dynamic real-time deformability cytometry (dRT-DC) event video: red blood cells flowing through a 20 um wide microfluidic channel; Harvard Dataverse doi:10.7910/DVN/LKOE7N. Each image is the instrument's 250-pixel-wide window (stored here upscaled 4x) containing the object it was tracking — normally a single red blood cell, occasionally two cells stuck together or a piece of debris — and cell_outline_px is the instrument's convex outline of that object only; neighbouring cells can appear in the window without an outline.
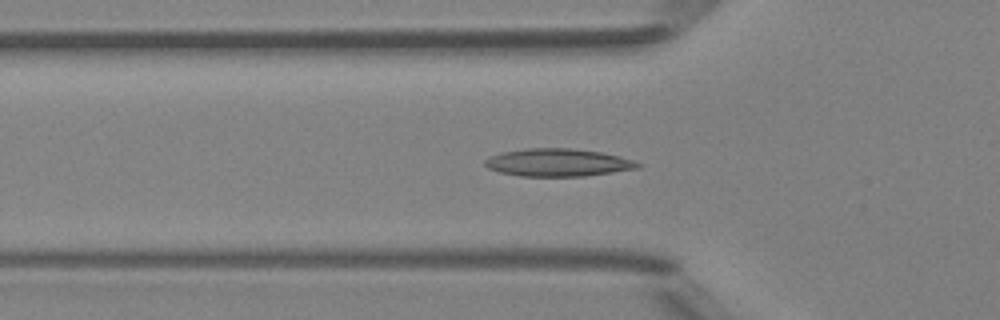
{"species": "Egyptian fruit bat (a non-hibernating species)", "species_latin": "Rousettus aegyptiacus", "temperature_condition": "room temperature", "stored_images_in_passage": 50, "camera_frame_rate_fps": 3000, "um_per_image_px": 0.085, "animal": {"sex": "female"}, "frame": {"image": 1, "passage_image": 17, "time_ms": 5.333, "image_size_px": [1000, 320], "cell_outline_px": [[644, 164], [640, 168], [584, 176], [520, 176], [500, 172], [488, 168], [484, 164], [484, 160], [500, 152], [528, 148], [572, 148], [600, 152], [620, 156]], "centroid_in_image_um": [47.44, 13.81], "position_along_channel_um": 78.4, "area_um2": 24.68}}
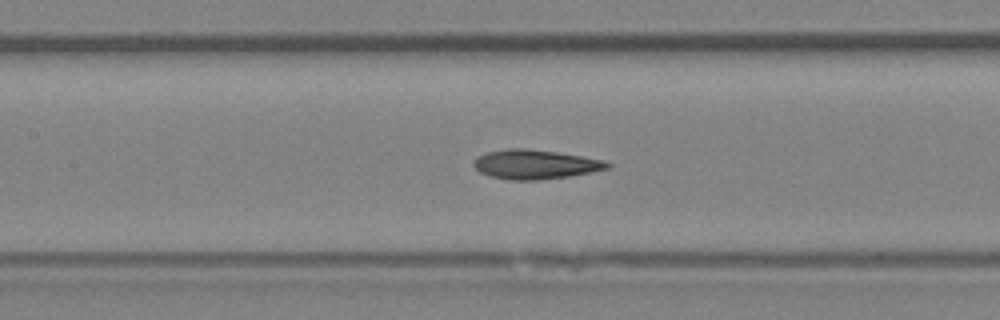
{"frame": {"image": 2, "passage_image": 23, "time_ms": 7.333, "image_size_px": [1000, 320], "cell_outline_px": [[612, 164], [608, 168], [592, 172], [568, 176], [540, 180], [508, 180], [488, 176], [480, 172], [472, 164], [472, 160], [476, 156], [488, 152], [508, 148], [528, 148], [556, 152], [604, 160]], "centroid_in_image_um": [45.44, 13.97], "position_along_channel_um": 162.0, "area_um2": 22.95}}
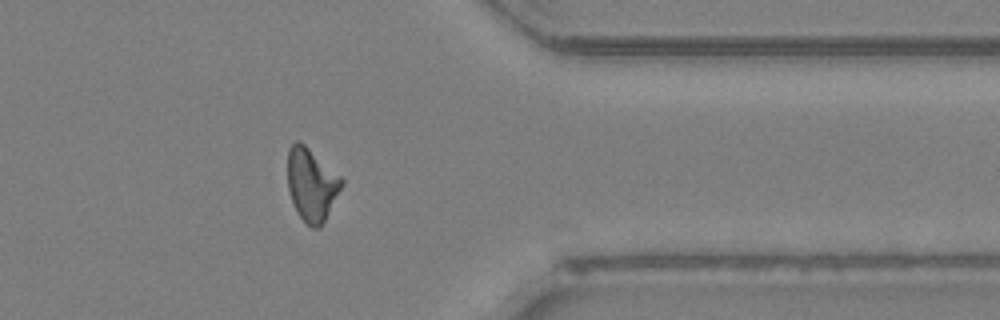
{"frame": {"image": 3, "passage_image": 40, "time_ms": 13.0, "image_size_px": [1000, 320], "cell_outline_px": [[344, 184], [320, 228], [312, 228], [296, 212], [288, 188], [288, 148], [296, 140], [300, 140], [340, 176], [344, 180]], "centroid_in_image_um": [26.48, 15.67], "position_along_channel_um": 384.9, "area_um2": 22.72}, "authors_computed_cell_mechanics": {"area_um2": 22.9177, "velocity_mm_per_s": 4.1761, "shape_relaxation_time_tau1_ms": null, "shape_relaxation_time_tau2_ms": 2.8447, "deformation_change_tau1": null, "deformation_change_tau2": 0.1004}}